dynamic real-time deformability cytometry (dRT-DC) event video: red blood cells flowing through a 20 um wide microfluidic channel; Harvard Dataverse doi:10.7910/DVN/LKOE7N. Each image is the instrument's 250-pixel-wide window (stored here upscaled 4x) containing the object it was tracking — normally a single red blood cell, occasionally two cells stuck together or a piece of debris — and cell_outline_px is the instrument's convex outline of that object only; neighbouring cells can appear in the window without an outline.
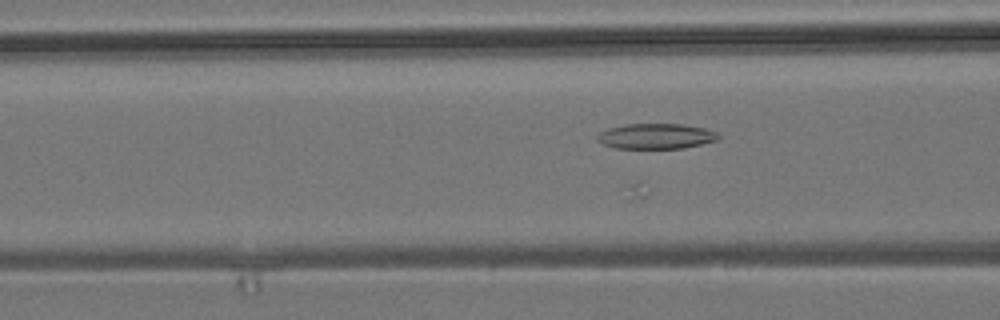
{"species": "common noctule bat (a hibernating species)", "species_latin": "Nyctalus noctula", "temperature_condition": "room temperature", "stored_images_in_passage": 28, "camera_frame_rate_fps": 3000, "um_per_image_px": 0.085, "animal": {"sex": "male", "body_mass_g": 19.2, "forearm_length_mm": 51.8}, "frame": {"image": 1, "passage_image": 6, "time_ms": 1.667, "image_size_px": [1000, 320], "cell_outline_px": [[720, 140], [680, 148], [616, 148], [604, 144], [596, 140], [596, 136], [600, 132], [608, 128], [624, 124], [684, 124], [704, 128], [716, 132], [720, 136]], "centroid_in_image_um": [55.75, 11.57], "position_along_channel_um": 110.8, "area_um2": 17.86}}
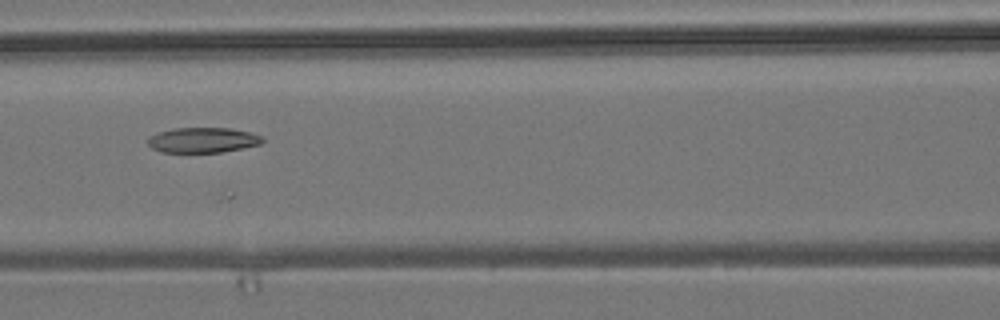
{"frame": {"image": 2, "passage_image": 9, "time_ms": 2.667, "image_size_px": [1000, 320], "cell_outline_px": [[264, 140], [260, 144], [220, 152], [160, 152], [152, 148], [148, 144], [148, 136], [172, 128], [228, 128], [248, 132], [264, 136]], "centroid_in_image_um": [17.21, 11.9], "position_along_channel_um": 149.4, "area_um2": 16.7}}